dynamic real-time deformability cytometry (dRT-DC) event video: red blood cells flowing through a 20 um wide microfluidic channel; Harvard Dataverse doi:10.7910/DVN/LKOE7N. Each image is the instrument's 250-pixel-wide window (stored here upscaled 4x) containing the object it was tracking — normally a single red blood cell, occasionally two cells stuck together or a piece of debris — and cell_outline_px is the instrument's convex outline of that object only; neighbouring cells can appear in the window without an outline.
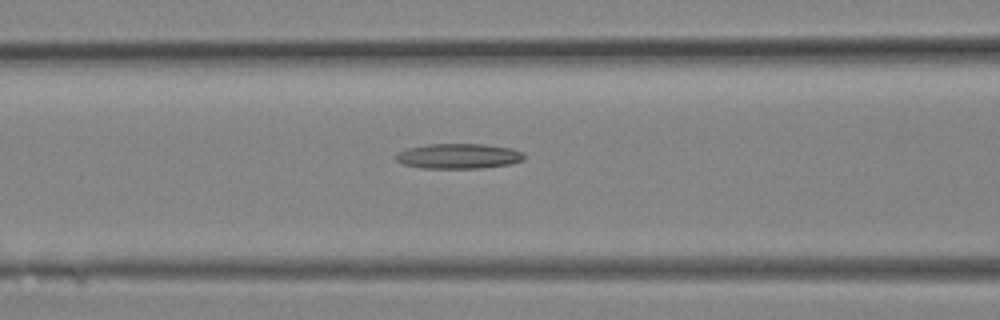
{"species": "Egyptian fruit bat (a non-hibernating species)", "species_latin": "Rousettus aegyptiacus", "temperature_condition": "room temperature", "stored_images_in_passage": 9, "camera_frame_rate_fps": 3000, "um_per_image_px": 0.085, "animal": {"sex": "female"}, "frame": {"image": 1, "passage_image": 7, "time_ms": 2.0, "image_size_px": [1000, 320], "cell_outline_px": [[524, 160], [508, 164], [480, 168], [424, 168], [404, 164], [396, 160], [396, 152], [408, 148], [428, 144], [484, 144], [512, 148], [524, 152]], "centroid_in_image_um": [38.99, 13.26], "position_along_channel_um": 127.6, "area_um2": 18.73}}
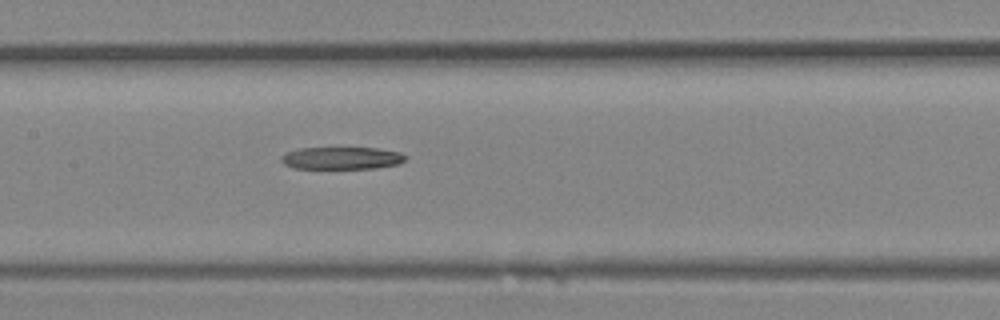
{"frame": {"image": 2, "passage_image": 9, "time_ms": 2.667, "image_size_px": [1000, 320], "cell_outline_px": [[408, 156], [400, 164], [376, 168], [292, 168], [284, 164], [280, 160], [280, 156], [288, 152], [300, 148], [380, 148], [400, 152]], "centroid_in_image_um": [29.07, 13.44], "position_along_channel_um": 178.3, "area_um2": 16.24}}